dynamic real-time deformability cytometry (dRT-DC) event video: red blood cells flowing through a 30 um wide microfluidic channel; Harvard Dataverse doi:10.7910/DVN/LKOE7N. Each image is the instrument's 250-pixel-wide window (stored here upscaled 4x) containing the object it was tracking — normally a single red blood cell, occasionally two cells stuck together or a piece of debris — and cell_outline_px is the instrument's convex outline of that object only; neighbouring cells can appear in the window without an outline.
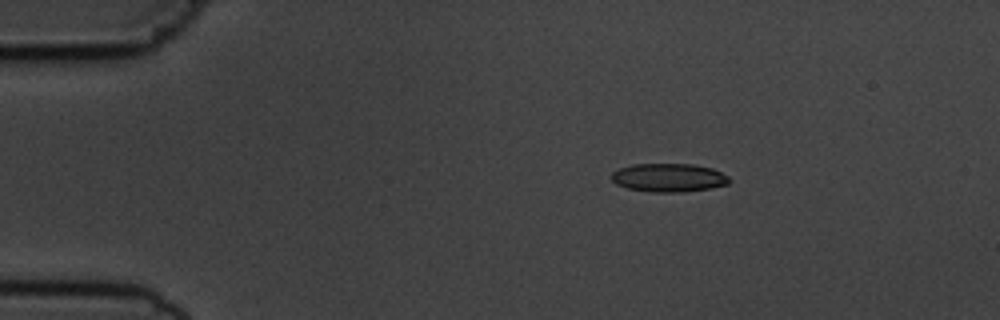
{"species": "common noctule bat (a hibernating species)", "species_latin": "Nyctalus noctula", "temperature_condition": "cold", "stored_images_in_passage": 5, "camera_frame_rate_fps": 3000, "um_per_image_px": 0.085, "animal": {"sex": "male", "body_mass_g": 19.5, "forearm_length_mm": 54.6}, "frame": {"image": 1, "passage_image": 3, "time_ms": 2.333, "image_size_px": [1000, 320], "cell_outline_px": [[732, 180], [728, 184], [708, 188], [684, 192], [652, 192], [628, 188], [616, 184], [612, 180], [612, 172], [620, 168], [632, 164], [692, 164], [712, 168], [728, 176]], "centroid_in_image_um": [56.85, 15.1], "position_along_channel_um": 28.2, "area_um2": 19.48}}
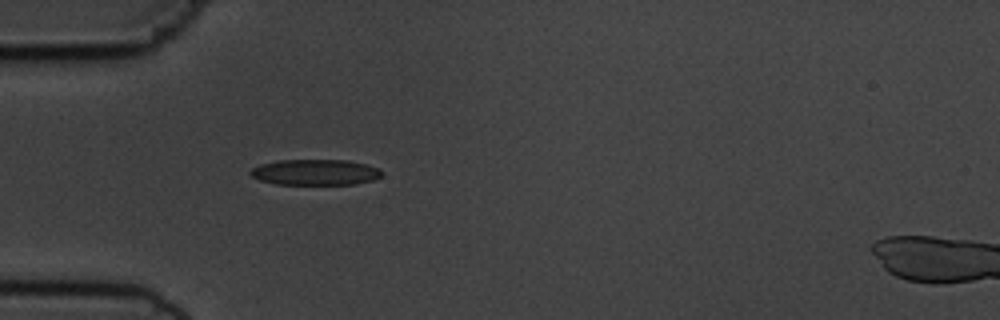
{"frame": {"image": 2, "passage_image": 5, "time_ms": 4.667, "image_size_px": [1000, 320], "cell_outline_px": [[380, 176], [372, 180], [356, 184], [276, 184], [260, 180], [252, 176], [248, 172], [252, 168], [260, 164], [280, 160], [348, 160], [380, 168]], "centroid_in_image_um": [26.77, 14.64], "position_along_channel_um": 58.2, "area_um2": 19.59}}